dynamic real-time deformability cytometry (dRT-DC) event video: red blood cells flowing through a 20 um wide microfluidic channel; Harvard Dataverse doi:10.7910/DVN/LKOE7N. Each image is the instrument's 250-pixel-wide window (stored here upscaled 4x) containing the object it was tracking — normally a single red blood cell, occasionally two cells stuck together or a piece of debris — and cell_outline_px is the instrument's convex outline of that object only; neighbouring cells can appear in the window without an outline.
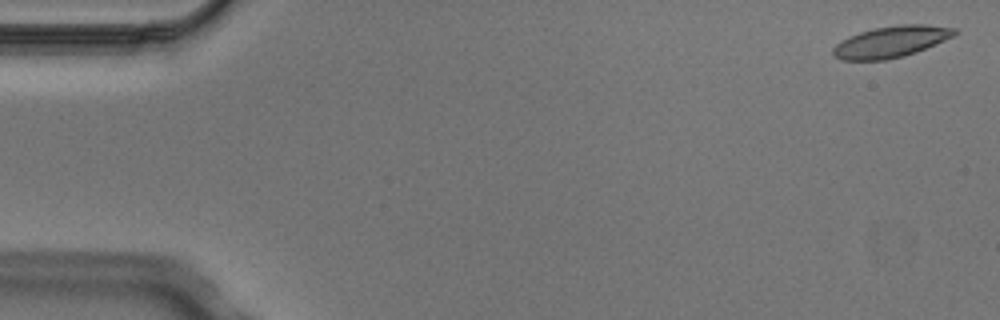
{"species": "Egyptian fruit bat (a non-hibernating species)", "species_latin": "Rousettus aegyptiacus", "temperature_condition": "cold", "stored_images_in_passage": 5, "camera_frame_rate_fps": 3000, "um_per_image_px": 0.085, "animal": {"sex": "male"}, "frame": {"image": 1, "passage_image": 1, "time_ms": 0.0, "image_size_px": [1000, 320], "cell_outline_px": [[960, 32], [944, 40], [916, 52], [904, 56], [884, 60], [840, 60], [832, 56], [832, 48], [840, 40], [848, 36], [872, 28], [900, 24], [924, 24], [956, 28]], "centroid_in_image_um": [75.69, 3.54], "position_along_channel_um": 9.3, "area_um2": 22.37}}
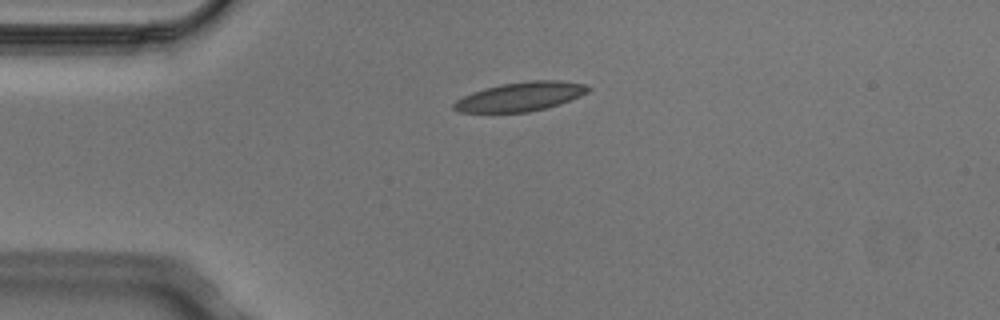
{"frame": {"image": 2, "passage_image": 4, "time_ms": 1.0, "image_size_px": [1000, 320], "cell_outline_px": [[592, 88], [588, 92], [580, 96], [544, 108], [528, 112], [456, 112], [452, 108], [452, 104], [456, 100], [472, 92], [484, 88], [500, 84], [528, 80], [560, 80], [584, 84]], "centroid_in_image_um": [44.2, 8.2], "position_along_channel_um": 40.8, "area_um2": 22.66}}